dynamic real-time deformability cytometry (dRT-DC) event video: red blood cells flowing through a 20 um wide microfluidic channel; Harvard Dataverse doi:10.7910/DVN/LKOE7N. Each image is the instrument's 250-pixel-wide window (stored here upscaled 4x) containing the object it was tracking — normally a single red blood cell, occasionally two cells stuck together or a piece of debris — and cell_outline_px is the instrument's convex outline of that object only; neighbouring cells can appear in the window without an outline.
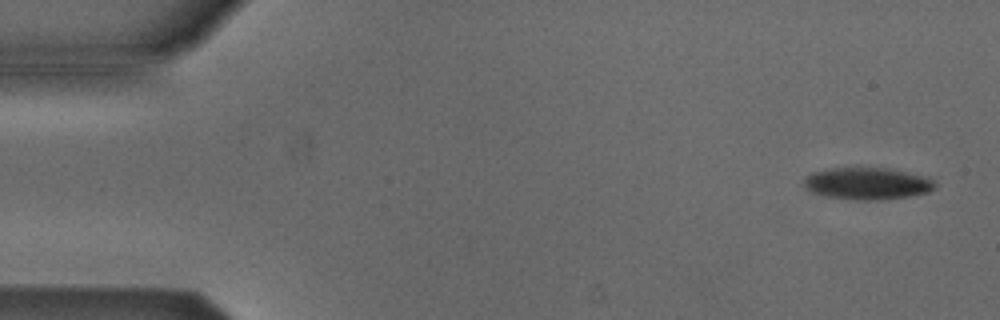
{"species": "Egyptian fruit bat (a non-hibernating species)", "species_latin": "Rousettus aegyptiacus", "temperature_condition": "cold", "stored_images_in_passage": 4, "camera_frame_rate_fps": 3000, "um_per_image_px": 0.085, "animal": {"sex": "male"}, "frame": {"image": 1, "passage_image": 1, "time_ms": 0.0, "image_size_px": [1000, 320], "cell_outline_px": [[936, 188], [928, 192], [908, 196], [880, 200], [856, 200], [824, 196], [812, 192], [804, 184], [804, 180], [812, 172], [828, 168], [856, 164], [888, 168], [928, 176], [936, 184]], "centroid_in_image_um": [73.72, 15.55], "position_along_channel_um": 11.3, "area_um2": 25.32}}